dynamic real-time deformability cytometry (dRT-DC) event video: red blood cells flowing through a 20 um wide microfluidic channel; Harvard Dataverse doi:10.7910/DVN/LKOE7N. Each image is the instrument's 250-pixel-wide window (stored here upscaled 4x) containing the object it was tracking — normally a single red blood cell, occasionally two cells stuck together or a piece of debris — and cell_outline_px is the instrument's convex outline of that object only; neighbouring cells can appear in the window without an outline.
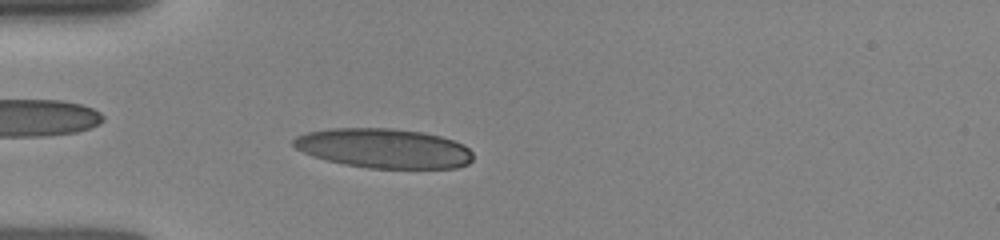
{"species": "human", "species_latin": "Homo sapiens", "temperature_condition": "room temperature", "stored_images_in_passage": 82, "camera_frame_rate_fps": 3000, "um_per_image_px": 0.085, "donor": {"sex": "female"}, "frame": {"image": 1, "passage_image": 23, "time_ms": 4.333, "image_size_px": [1000, 240], "cell_outline_px": [[472, 160], [468, 164], [456, 168], [368, 168], [344, 164], [312, 156], [296, 148], [292, 144], [292, 140], [296, 136], [308, 132], [332, 128], [388, 128], [424, 132], [440, 136], [464, 144], [472, 152]], "centroid_in_image_um": [32.63, 12.6], "position_along_channel_um": 52.4, "area_um2": 41.38}}
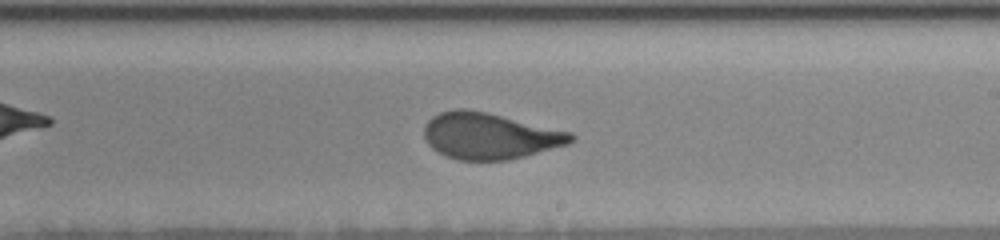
{"frame": {"image": 2, "passage_image": 45, "time_ms": 9.333, "image_size_px": [1000, 240], "cell_outline_px": [[576, 136], [568, 144], [524, 156], [508, 160], [460, 160], [448, 156], [432, 148], [428, 144], [424, 136], [424, 124], [432, 116], [440, 112], [456, 108], [464, 108], [484, 112], [572, 132]], "centroid_in_image_um": [41.59, 11.55], "position_along_channel_um": 247.4, "area_um2": 39.25}}
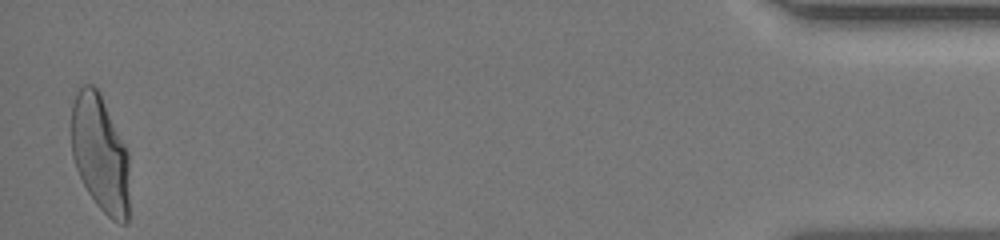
{"frame": {"image": 3, "passage_image": 81, "time_ms": 15.667, "image_size_px": [1000, 240], "cell_outline_px": [[128, 220], [124, 224], [120, 224], [112, 220], [96, 204], [88, 192], [76, 168], [72, 156], [72, 104], [76, 92], [84, 84], [92, 84], [100, 92], [128, 152]], "centroid_in_image_um": [8.51, 13.05], "position_along_channel_um": 426.7, "area_um2": 39.42}}